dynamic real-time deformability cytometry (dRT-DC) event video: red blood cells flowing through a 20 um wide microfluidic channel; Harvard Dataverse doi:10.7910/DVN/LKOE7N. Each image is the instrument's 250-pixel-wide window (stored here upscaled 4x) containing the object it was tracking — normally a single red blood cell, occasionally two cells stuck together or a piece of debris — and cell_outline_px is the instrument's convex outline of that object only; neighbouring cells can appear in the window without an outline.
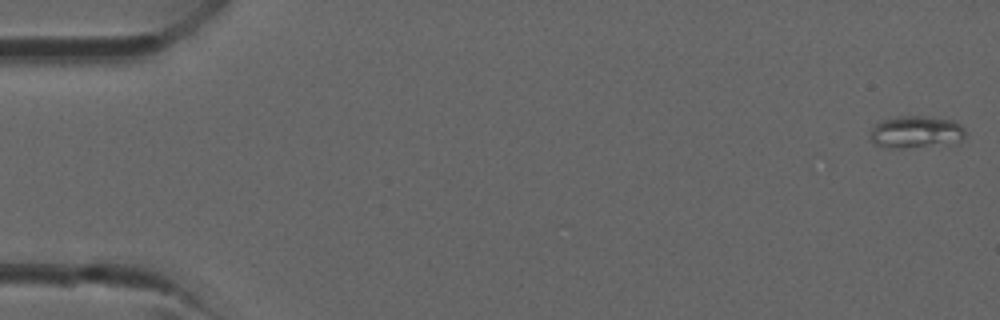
{"species": "common noctule bat (a hibernating species)", "species_latin": "Nyctalus noctula", "temperature_condition": "room temperature", "stored_images_in_passage": 21, "camera_frame_rate_fps": 3000, "um_per_image_px": 0.085, "animal": {"sex": "male", "forearm_length_mm": 52.5}, "frame": {"image": 1, "passage_image": 1, "time_ms": 0.0, "image_size_px": [1000, 320], "cell_outline_px": [[968, 136], [960, 140], [948, 144], [900, 148], [876, 144], [872, 140], [872, 128], [876, 124], [884, 120], [896, 116], [928, 116], [952, 120], [960, 124], [964, 128]], "centroid_in_image_um": [77.94, 11.2], "position_along_channel_um": 7.1, "area_um2": 17.63}}
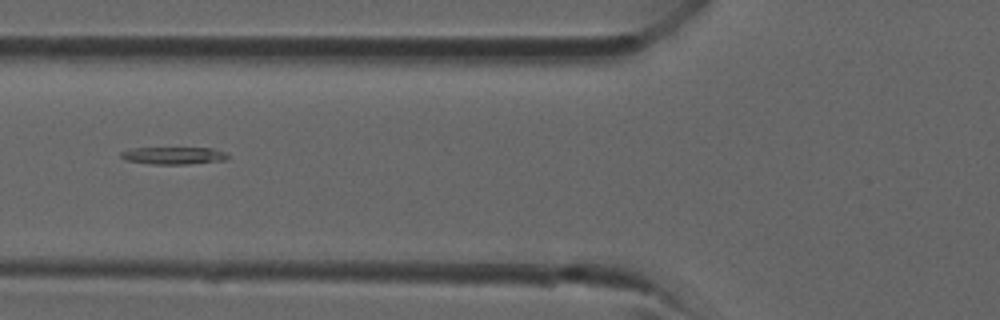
{"frame": {"image": 2, "passage_image": 15, "time_ms": 4.667, "image_size_px": [1000, 320], "cell_outline_px": [[228, 160], [188, 164], [152, 164], [128, 160], [120, 156], [120, 152], [132, 148], [212, 148], [224, 152], [228, 156]], "centroid_in_image_um": [14.78, 13.22], "position_along_channel_um": 111.0, "area_um2": 10.69}}
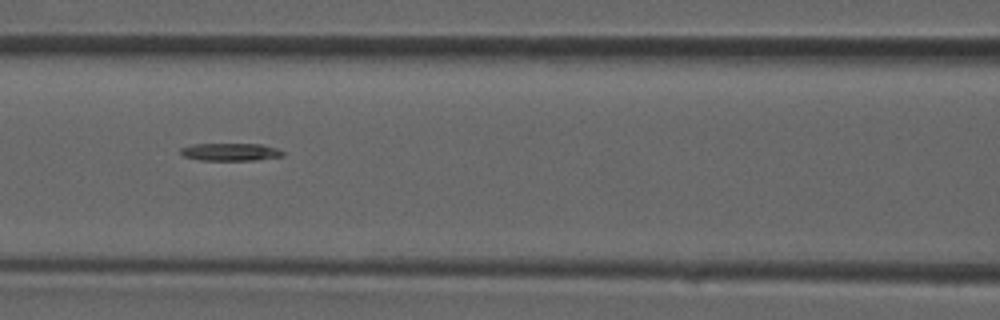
{"frame": {"image": 3, "passage_image": 17, "time_ms": 5.333, "image_size_px": [1000, 320], "cell_outline_px": [[284, 156], [256, 160], [200, 160], [184, 156], [180, 152], [180, 148], [192, 144], [260, 144], [276, 148], [284, 152]], "centroid_in_image_um": [19.59, 12.91], "position_along_channel_um": 147.0, "area_um2": 10.46}}